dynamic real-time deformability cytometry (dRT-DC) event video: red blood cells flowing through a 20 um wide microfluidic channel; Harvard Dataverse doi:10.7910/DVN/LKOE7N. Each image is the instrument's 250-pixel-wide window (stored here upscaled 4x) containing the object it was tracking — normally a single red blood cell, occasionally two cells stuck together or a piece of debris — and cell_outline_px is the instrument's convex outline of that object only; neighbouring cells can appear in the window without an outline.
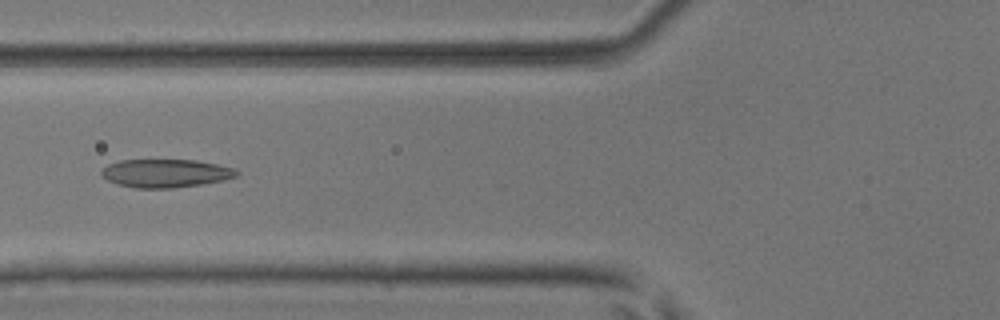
{"species": "common noctule bat (a hibernating species)", "species_latin": "Nyctalus noctula", "temperature_condition": "room temperature", "stored_images_in_passage": 6, "camera_frame_rate_fps": 3000, "um_per_image_px": 0.085, "animal": {"sex": "male", "body_mass_g": 17.9, "forearm_length_mm": 54.2}, "frame": {"image": 1, "passage_image": 4, "time_ms": 1.0, "image_size_px": [1000, 320], "cell_outline_px": [[240, 172], [236, 176], [220, 180], [200, 184], [172, 188], [136, 188], [116, 184], [100, 176], [100, 172], [108, 164], [120, 160], [196, 160], [216, 164], [232, 168]], "centroid_in_image_um": [14.01, 14.72], "position_along_channel_um": 111.8, "area_um2": 22.08}}
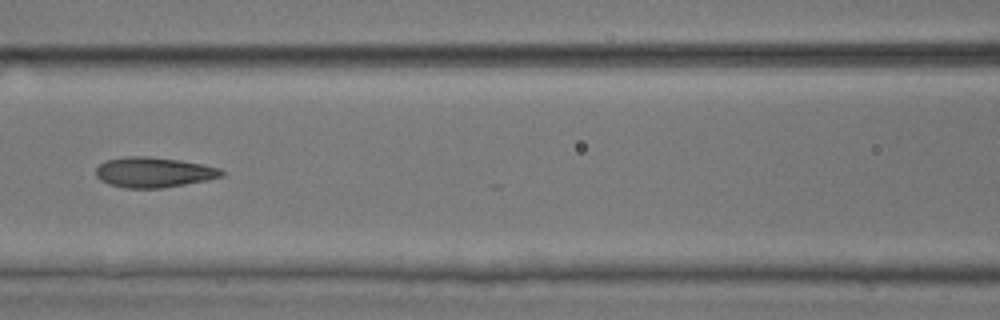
{"frame": {"image": 2, "passage_image": 5, "time_ms": 1.333, "image_size_px": [1000, 320], "cell_outline_px": [[224, 176], [208, 180], [160, 188], [124, 188], [108, 184], [100, 180], [96, 176], [96, 168], [100, 164], [108, 160], [124, 156], [148, 156], [180, 160], [220, 168], [224, 172]], "centroid_in_image_um": [13.05, 14.64], "position_along_channel_um": 153.5, "area_um2": 22.14}}
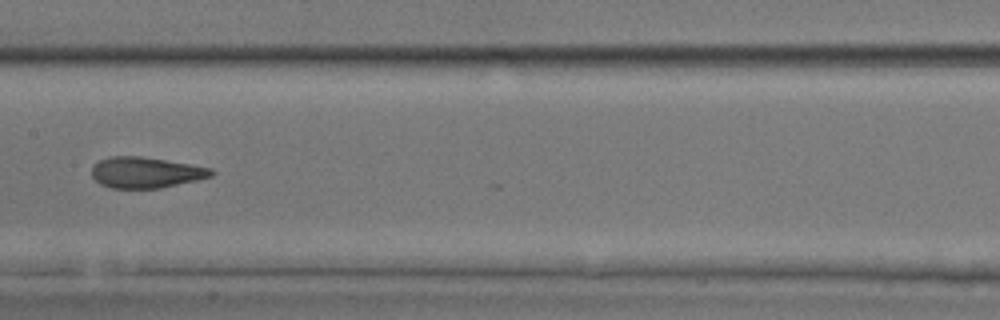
{"frame": {"image": 3, "passage_image": 6, "time_ms": 1.667, "image_size_px": [1000, 320], "cell_outline_px": [[216, 172], [212, 176], [200, 180], [160, 188], [112, 188], [100, 184], [92, 176], [92, 168], [100, 160], [108, 156], [140, 156], [212, 168]], "centroid_in_image_um": [12.42, 14.67], "position_along_channel_um": 195.0, "area_um2": 21.5}}